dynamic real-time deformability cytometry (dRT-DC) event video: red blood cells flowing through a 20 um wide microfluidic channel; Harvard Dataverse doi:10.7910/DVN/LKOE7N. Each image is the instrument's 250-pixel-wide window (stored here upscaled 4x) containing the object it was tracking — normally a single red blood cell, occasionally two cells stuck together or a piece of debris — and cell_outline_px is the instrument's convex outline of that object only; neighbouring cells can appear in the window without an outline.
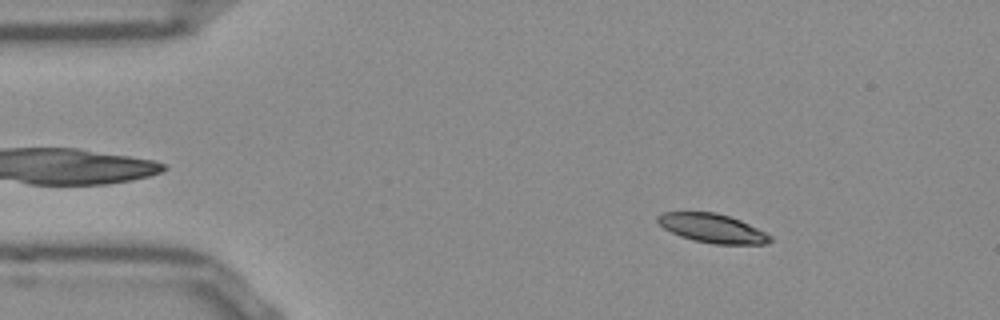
{"species": "Egyptian fruit bat (a non-hibernating species)", "species_latin": "Rousettus aegyptiacus", "temperature_condition": "room temperature", "stored_images_in_passage": 52, "camera_frame_rate_fps": 3000, "um_per_image_px": 0.085, "frame": {"image": 1, "passage_image": 7, "time_ms": 2.0, "image_size_px": [1000, 320], "cell_outline_px": [[772, 240], [764, 244], [716, 244], [696, 240], [680, 236], [664, 228], [656, 220], [656, 216], [664, 212], [716, 212], [740, 220], [772, 236]], "centroid_in_image_um": [60.54, 19.39], "position_along_channel_um": 24.5, "area_um2": 18.67}}
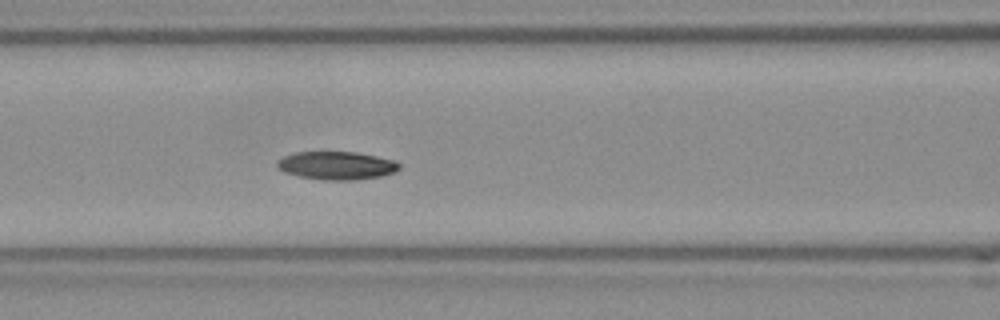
{"frame": {"image": 2, "passage_image": 21, "time_ms": 6.667, "image_size_px": [1000, 320], "cell_outline_px": [[400, 168], [392, 172], [380, 176], [356, 180], [320, 180], [300, 176], [284, 172], [276, 164], [276, 160], [284, 156], [296, 152], [356, 152], [376, 156], [392, 160], [400, 164]], "centroid_in_image_um": [28.58, 14.07], "position_along_channel_um": 138.0, "area_um2": 19.88}}
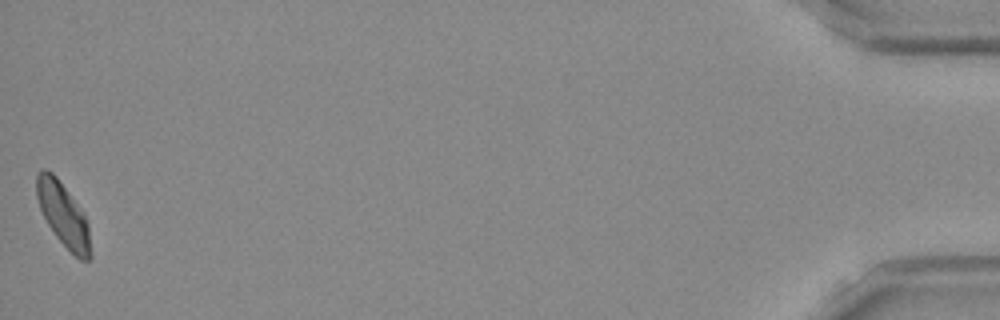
{"frame": {"image": 3, "passage_image": 52, "time_ms": 17.0, "image_size_px": [1000, 320], "cell_outline_px": [[92, 256], [88, 260], [80, 260], [56, 236], [48, 224], [40, 208], [36, 196], [36, 172], [40, 168], [44, 168], [52, 172], [56, 176], [84, 216], [88, 224], [92, 252]], "centroid_in_image_um": [5.36, 18.24], "position_along_channel_um": 429.8, "area_um2": 19.59}, "authors_computed_cell_mechanics": {"area_um2": 19.6809, "velocity_mm_per_s": 3.8059, "shape_relaxation_time_tau1_ms": 5.0133, "shape_relaxation_time_tau2_ms": 3.471, "deformation_change_tau1": 0.1272, "deformation_change_tau2": 0.0774}}